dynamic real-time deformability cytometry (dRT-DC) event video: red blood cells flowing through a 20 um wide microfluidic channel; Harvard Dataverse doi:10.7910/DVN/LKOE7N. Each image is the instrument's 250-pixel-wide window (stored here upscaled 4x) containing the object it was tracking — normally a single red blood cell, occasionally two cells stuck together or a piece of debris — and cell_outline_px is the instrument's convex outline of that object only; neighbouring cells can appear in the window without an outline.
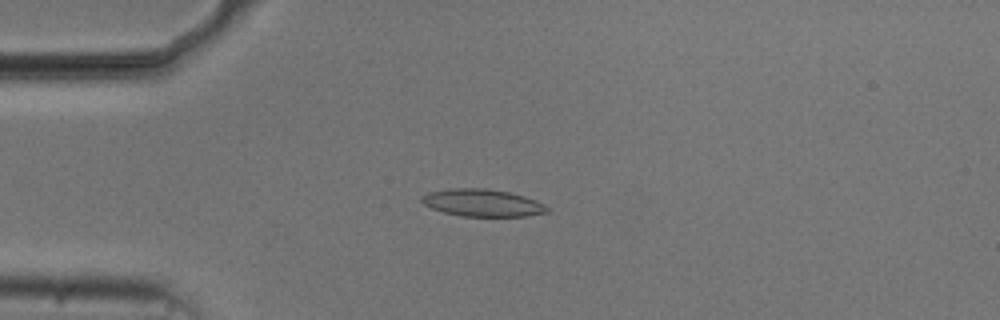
{"species": "common noctule bat (a hibernating species)", "species_latin": "Nyctalus noctula", "temperature_condition": "cold", "stored_images_in_passage": 53, "camera_frame_rate_fps": 3000, "um_per_image_px": 0.085, "animal": {"sex": "male", "body_mass_g": 20.5, "forearm_length_mm": 52.5}, "frame": {"image": 1, "passage_image": 13, "time_ms": 4.0, "image_size_px": [1000, 320], "cell_outline_px": [[548, 212], [524, 216], [460, 216], [444, 212], [432, 208], [424, 204], [420, 200], [420, 196], [428, 192], [448, 188], [488, 188], [508, 192], [524, 196], [536, 200], [544, 204], [548, 208]], "centroid_in_image_um": [40.97, 17.23], "position_along_channel_um": 44.0, "area_um2": 20.0}}
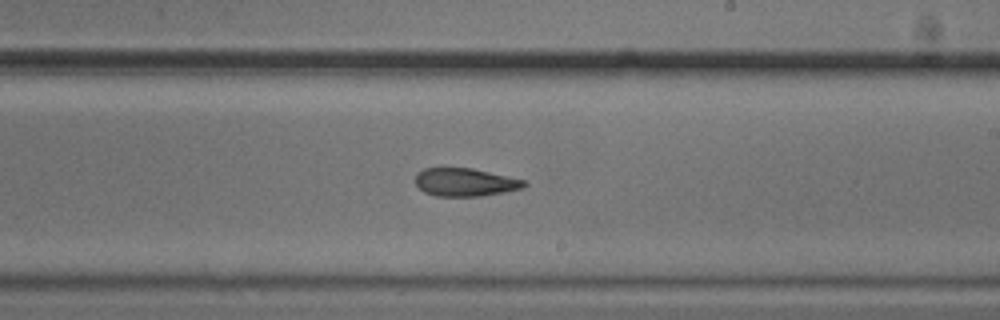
{"frame": {"image": 2, "passage_image": 31, "time_ms": 10.0, "image_size_px": [1000, 320], "cell_outline_px": [[528, 184], [524, 188], [504, 192], [480, 196], [436, 196], [424, 192], [416, 184], [416, 172], [424, 168], [472, 168], [524, 180]], "centroid_in_image_um": [39.53, 15.49], "position_along_channel_um": 249.5, "area_um2": 17.74}}
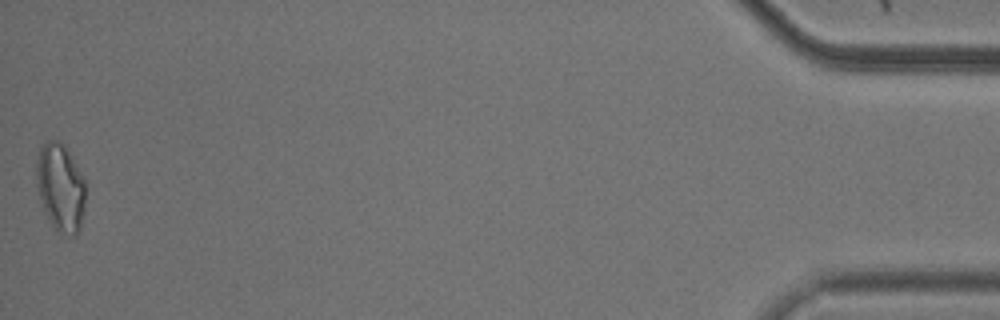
{"frame": {"image": 3, "passage_image": 53, "time_ms": 17.333, "image_size_px": [1000, 320], "cell_outline_px": [[84, 212], [80, 228], [76, 236], [72, 236], [56, 232], [48, 220], [36, 184], [36, 164], [40, 148], [48, 140], [60, 140], [64, 144], [84, 176]], "centroid_in_image_um": [5.15, 15.95], "position_along_channel_um": 430.1, "area_um2": 25.32}, "authors_computed_cell_mechanics": {"area_um2": 19.3052, "velocity_mm_per_s": 3.7569, "shape_relaxation_time_tau1_ms": null, "shape_relaxation_time_tau2_ms": 3.9734, "deformation_change_tau1": null, "deformation_change_tau2": 0.1124}}